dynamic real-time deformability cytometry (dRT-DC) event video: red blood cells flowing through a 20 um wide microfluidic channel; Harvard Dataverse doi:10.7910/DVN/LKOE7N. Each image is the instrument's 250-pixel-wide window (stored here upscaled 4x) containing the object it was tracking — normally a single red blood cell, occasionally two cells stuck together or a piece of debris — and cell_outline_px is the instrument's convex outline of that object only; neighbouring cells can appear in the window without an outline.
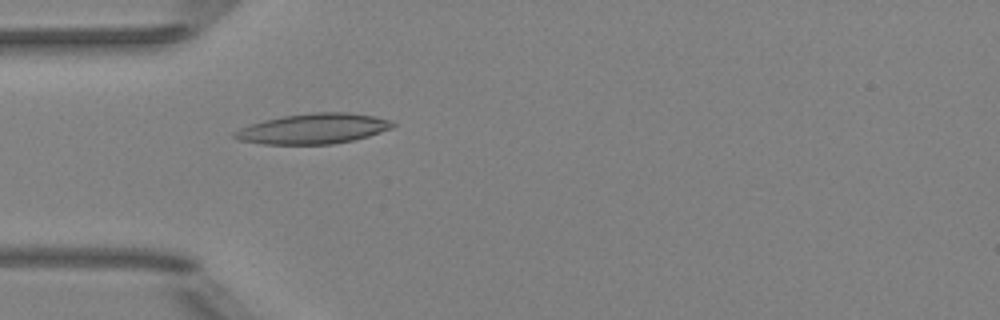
{"species": "Egyptian fruit bat (a non-hibernating species)", "species_latin": "Rousettus aegyptiacus", "temperature_condition": "room temperature", "stored_images_in_passage": 4, "camera_frame_rate_fps": 3000, "um_per_image_px": 0.085, "animal": {"sex": "female"}, "frame": {"image": 1, "passage_image": 4, "time_ms": 4.333, "image_size_px": [1000, 320], "cell_outline_px": [[396, 124], [392, 128], [368, 136], [352, 140], [332, 144], [264, 144], [240, 140], [232, 136], [232, 132], [240, 128], [264, 120], [284, 116], [312, 112], [348, 112], [372, 116], [392, 120]], "centroid_in_image_um": [26.64, 10.93], "position_along_channel_um": 58.4, "area_um2": 27.74}}